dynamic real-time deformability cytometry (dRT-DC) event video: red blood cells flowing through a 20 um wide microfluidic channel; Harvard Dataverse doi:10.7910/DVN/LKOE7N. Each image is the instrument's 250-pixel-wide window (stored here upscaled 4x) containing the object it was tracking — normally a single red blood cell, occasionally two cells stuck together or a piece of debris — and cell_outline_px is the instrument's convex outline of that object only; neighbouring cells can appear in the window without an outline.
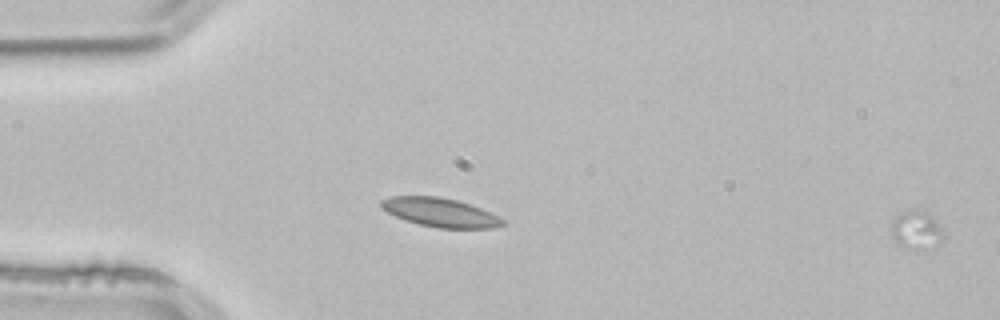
{"species": "common noctule bat (a hibernating species)", "species_latin": "Nyctalus noctula", "temperature_condition": "room temperature", "stored_images_in_passage": 2, "segment_of_instrument_passage": [2, 2], "camera_frame_rate_fps": 3000, "um_per_image_px": 0.085, "animal": {"sex": "male", "body_mass_g": 21.5, "forearm_length_mm": 52.0}, "frame": {"image": 1, "passage_image": 2, "time_ms": 0.333, "image_size_px": [1000, 320], "cell_outline_px": [[944, 240], [936, 252], [916, 252], [904, 248], [892, 236], [892, 224], [896, 216], [900, 212], [908, 208], [912, 208], [928, 212], [940, 224], [944, 232]], "centroid_in_image_um": [78.0, 19.64], "position_along_channel_um": 7.0, "area_um2": 12.83}}